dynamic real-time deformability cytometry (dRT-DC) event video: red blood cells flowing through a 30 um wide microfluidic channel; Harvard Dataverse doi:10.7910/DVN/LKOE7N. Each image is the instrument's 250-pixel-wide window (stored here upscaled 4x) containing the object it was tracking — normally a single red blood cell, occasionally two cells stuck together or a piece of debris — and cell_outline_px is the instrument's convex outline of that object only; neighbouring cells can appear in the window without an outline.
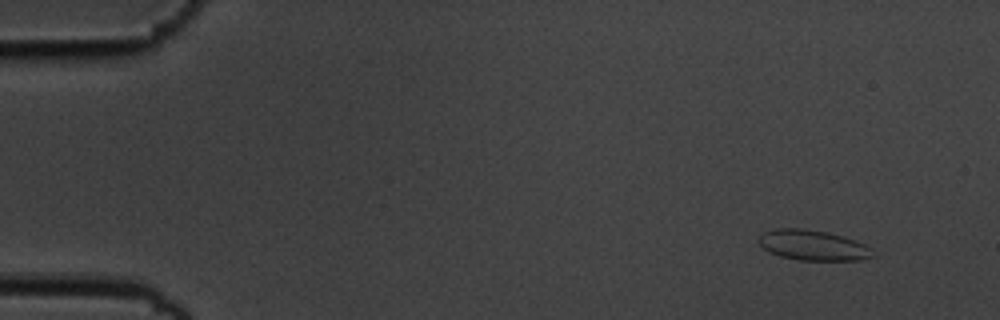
{"species": "common noctule bat (a hibernating species)", "species_latin": "Nyctalus noctula", "temperature_condition": "cold", "stored_images_in_passage": 5, "camera_frame_rate_fps": 3000, "um_per_image_px": 0.085, "animal": {"sex": "male", "body_mass_g": 19.5, "forearm_length_mm": 54.6}, "frame": {"image": 1, "passage_image": 1, "time_ms": 0.0, "image_size_px": [1000, 320], "cell_outline_px": [[876, 256], [860, 260], [800, 260], [780, 256], [764, 248], [756, 240], [764, 232], [776, 228], [800, 228], [824, 232], [844, 236], [864, 244], [872, 248]], "centroid_in_image_um": [69.13, 20.85], "position_along_channel_um": 15.9, "area_um2": 20.06}}
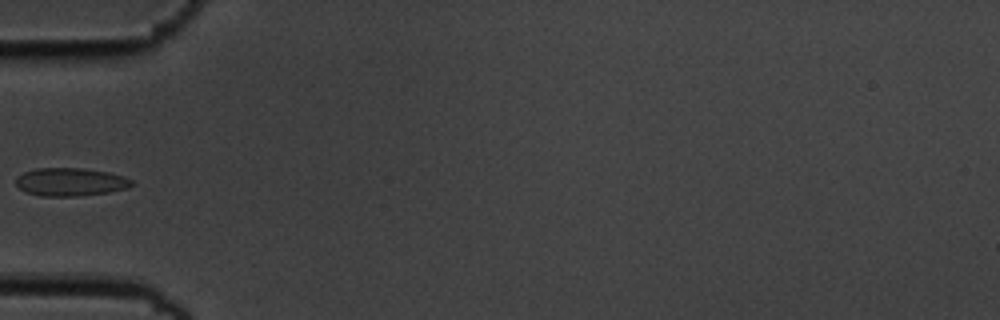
{"frame": {"image": 2, "passage_image": 5, "time_ms": 1.333, "image_size_px": [1000, 320], "cell_outline_px": [[136, 184], [128, 188], [108, 192], [76, 196], [40, 196], [28, 192], [20, 188], [16, 184], [16, 176], [24, 172], [36, 168], [84, 168], [108, 172], [124, 176], [132, 180]], "centroid_in_image_um": [6.01, 15.46], "position_along_channel_um": 79.0, "area_um2": 19.02}}